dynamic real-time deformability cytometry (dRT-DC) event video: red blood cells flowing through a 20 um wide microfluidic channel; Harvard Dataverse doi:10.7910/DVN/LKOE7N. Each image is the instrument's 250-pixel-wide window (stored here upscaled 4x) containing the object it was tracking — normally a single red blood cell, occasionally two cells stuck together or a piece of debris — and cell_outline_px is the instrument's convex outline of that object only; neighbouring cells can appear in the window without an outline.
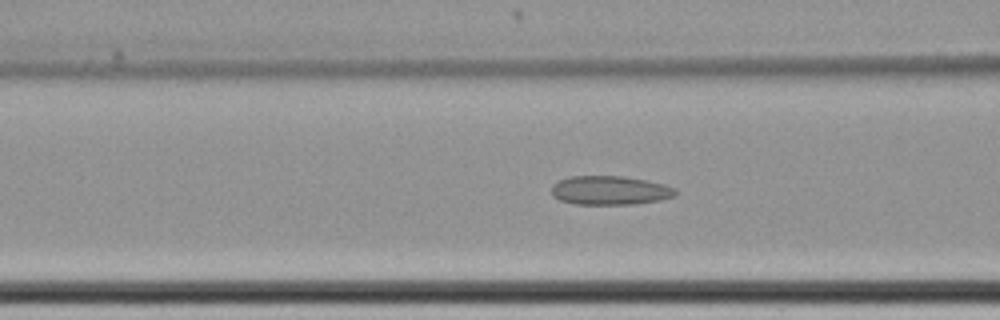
{"species": "common noctule bat (a hibernating species)", "species_latin": "Nyctalus noctula", "temperature_condition": "cold", "stored_images_in_passage": 63, "camera_frame_rate_fps": 3000, "um_per_image_px": 0.085, "animal": {"sex": "female", "body_mass_g": 22.7, "forearm_length_mm": 54.2}, "frame": {"image": 1, "passage_image": 29, "time_ms": 9.333, "image_size_px": [1000, 320], "cell_outline_px": [[676, 196], [660, 200], [636, 204], [576, 204], [560, 200], [552, 196], [552, 184], [560, 180], [572, 176], [620, 176], [648, 180], [664, 184], [676, 188]], "centroid_in_image_um": [51.87, 16.18], "position_along_channel_um": 114.7, "area_um2": 20.98}}
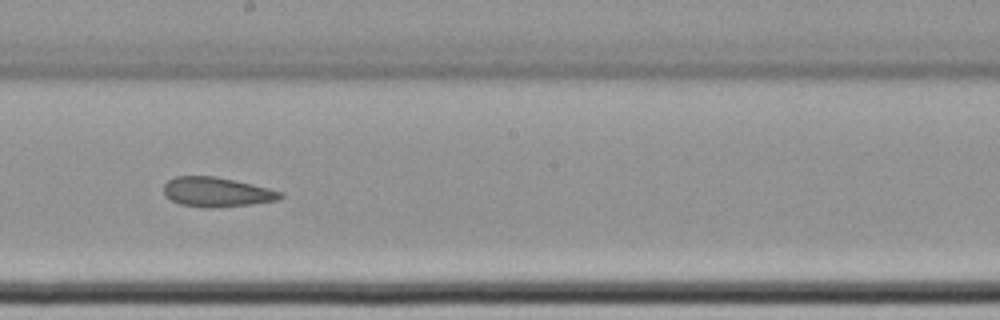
{"frame": {"image": 2, "passage_image": 39, "time_ms": 12.667, "image_size_px": [1000, 320], "cell_outline_px": [[284, 196], [280, 200], [252, 204], [216, 208], [208, 208], [180, 204], [164, 196], [164, 184], [168, 180], [176, 176], [216, 176], [252, 184], [284, 192]], "centroid_in_image_um": [18.44, 16.33], "position_along_channel_um": 229.8, "area_um2": 20.29}}
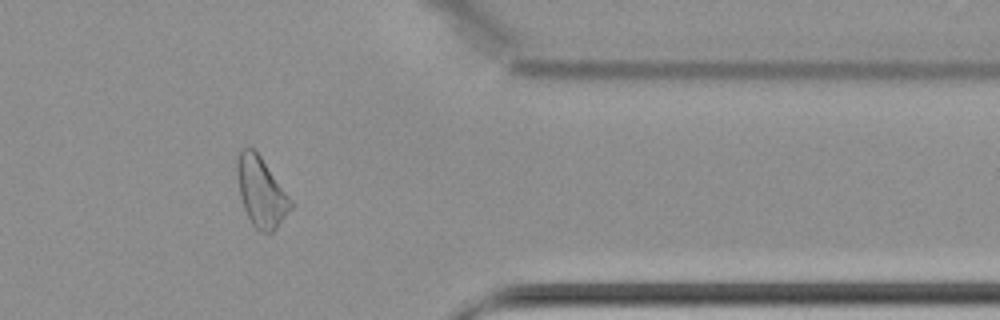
{"frame": {"image": 3, "passage_image": 54, "time_ms": 17.667, "image_size_px": [1000, 320], "cell_outline_px": [[292, 208], [276, 228], [272, 232], [260, 232], [252, 224], [244, 208], [240, 196], [236, 172], [236, 160], [240, 148], [252, 148], [260, 156], [292, 200]], "centroid_in_image_um": [22.18, 16.31], "position_along_channel_um": 389.2, "area_um2": 21.56}}